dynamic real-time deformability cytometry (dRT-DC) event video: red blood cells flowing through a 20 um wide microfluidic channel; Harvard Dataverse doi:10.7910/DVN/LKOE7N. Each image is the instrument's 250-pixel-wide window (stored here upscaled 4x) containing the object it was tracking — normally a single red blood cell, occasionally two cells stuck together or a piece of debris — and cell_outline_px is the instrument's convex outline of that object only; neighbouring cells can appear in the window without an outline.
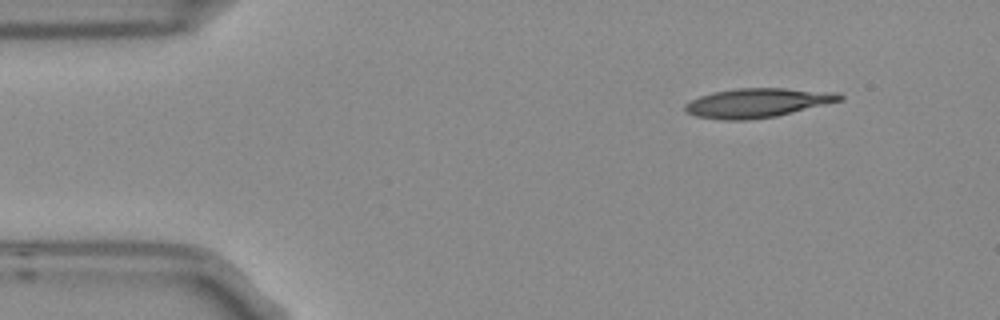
{"species": "Egyptian fruit bat (a non-hibernating species)", "species_latin": "Rousettus aegyptiacus", "temperature_condition": "room temperature", "stored_images_in_passage": 4, "camera_frame_rate_fps": 3000, "um_per_image_px": 0.085, "frame": {"image": 1, "passage_image": 1, "time_ms": 0.0, "image_size_px": [1000, 320], "cell_outline_px": [[844, 100], [776, 116], [748, 120], [724, 120], [696, 116], [684, 112], [684, 104], [700, 96], [712, 92], [736, 88], [784, 88], [840, 92], [844, 96]], "centroid_in_image_um": [64.4, 8.73], "position_along_channel_um": 20.6, "area_um2": 26.53}}